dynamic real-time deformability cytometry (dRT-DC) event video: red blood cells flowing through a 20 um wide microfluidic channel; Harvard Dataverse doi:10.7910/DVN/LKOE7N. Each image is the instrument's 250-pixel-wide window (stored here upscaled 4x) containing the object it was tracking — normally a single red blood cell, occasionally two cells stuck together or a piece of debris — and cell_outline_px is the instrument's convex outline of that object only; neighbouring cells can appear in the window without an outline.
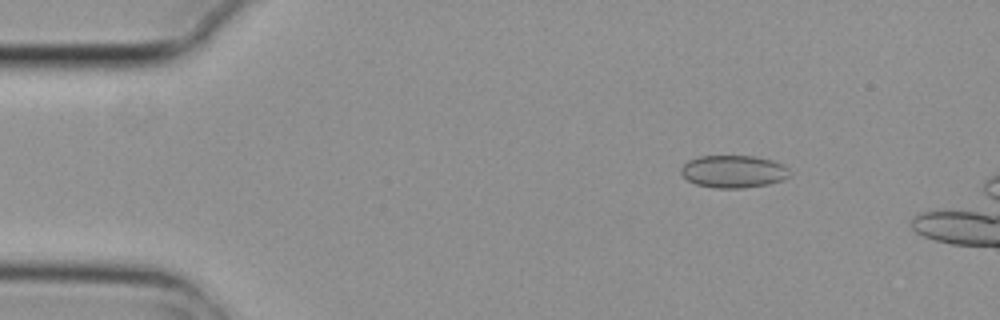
{"species": "common noctule bat (a hibernating species)", "species_latin": "Nyctalus noctula", "temperature_condition": "cold", "stored_images_in_passage": 5, "camera_frame_rate_fps": 3000, "um_per_image_px": 0.085, "animal": {"sex": "female", "body_mass_g": 29.2, "forearm_length_mm": 56.3}, "frame": {"image": 1, "passage_image": 3, "time_ms": 0.667, "image_size_px": [1000, 320], "cell_outline_px": [[792, 176], [784, 180], [768, 184], [744, 188], [716, 188], [696, 184], [688, 180], [680, 172], [680, 168], [688, 160], [700, 156], [752, 156], [772, 160], [784, 164], [788, 168]], "centroid_in_image_um": [62.38, 14.58], "position_along_channel_um": 22.6, "area_um2": 20.75}}